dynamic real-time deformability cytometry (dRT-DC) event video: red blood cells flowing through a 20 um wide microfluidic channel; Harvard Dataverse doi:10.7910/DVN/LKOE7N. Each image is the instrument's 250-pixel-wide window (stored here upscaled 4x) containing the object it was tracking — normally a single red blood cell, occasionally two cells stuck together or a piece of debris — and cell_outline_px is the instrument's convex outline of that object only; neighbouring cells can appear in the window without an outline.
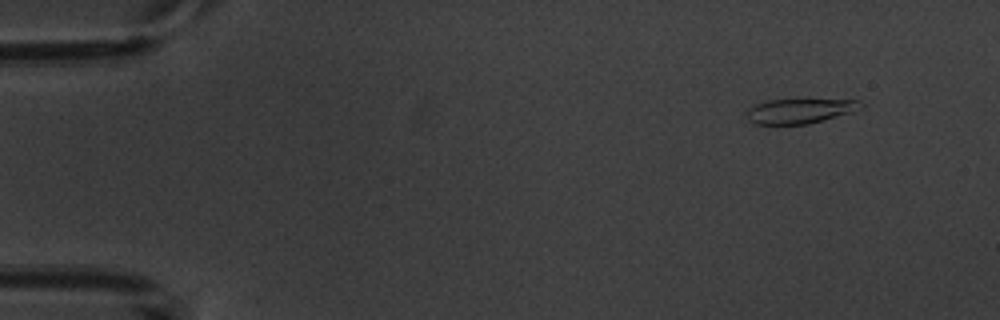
{"species": "common noctule bat (a hibernating species)", "species_latin": "Nyctalus noctula", "temperature_condition": "warm", "stored_images_in_passage": 5, "camera_frame_rate_fps": 3000, "um_per_image_px": 0.085, "animal": {"sex": "male", "body_mass_g": 20.1, "forearm_length_mm": 53.5}, "frame": {"image": 1, "passage_image": 2, "time_ms": 1.333, "image_size_px": [1000, 320], "cell_outline_px": [[864, 104], [860, 108], [852, 112], [808, 124], [756, 124], [748, 120], [744, 116], [748, 108], [756, 104], [768, 100], [808, 96], [860, 100]], "centroid_in_image_um": [68.02, 9.36], "position_along_channel_um": 17.0, "area_um2": 17.69}}